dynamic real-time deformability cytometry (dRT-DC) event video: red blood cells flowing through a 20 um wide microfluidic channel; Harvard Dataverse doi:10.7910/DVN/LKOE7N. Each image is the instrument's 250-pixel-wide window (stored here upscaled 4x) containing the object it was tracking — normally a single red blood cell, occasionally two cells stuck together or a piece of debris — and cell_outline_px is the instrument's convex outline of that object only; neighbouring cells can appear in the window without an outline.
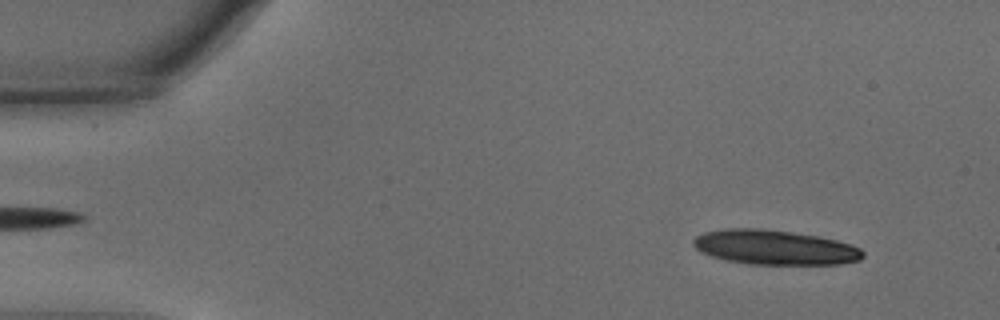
{"species": "common noctule bat (a hibernating species)", "species_latin": "Nyctalus noctula", "temperature_condition": "warm", "stored_images_in_passage": 8, "camera_frame_rate_fps": 3000, "um_per_image_px": 0.085, "animal": {"sex": "male", "body_mass_g": 15.6}, "frame": {"image": 1, "passage_image": 5, "time_ms": 1.333, "image_size_px": [1000, 320], "cell_outline_px": [[864, 256], [860, 260], [840, 264], [752, 264], [728, 260], [712, 256], [700, 252], [692, 244], [692, 240], [696, 236], [704, 232], [724, 228], [760, 228], [792, 232], [820, 236], [836, 240], [860, 248], [864, 252]], "centroid_in_image_um": [65.84, 21.02], "position_along_channel_um": 19.2, "area_um2": 34.28}}